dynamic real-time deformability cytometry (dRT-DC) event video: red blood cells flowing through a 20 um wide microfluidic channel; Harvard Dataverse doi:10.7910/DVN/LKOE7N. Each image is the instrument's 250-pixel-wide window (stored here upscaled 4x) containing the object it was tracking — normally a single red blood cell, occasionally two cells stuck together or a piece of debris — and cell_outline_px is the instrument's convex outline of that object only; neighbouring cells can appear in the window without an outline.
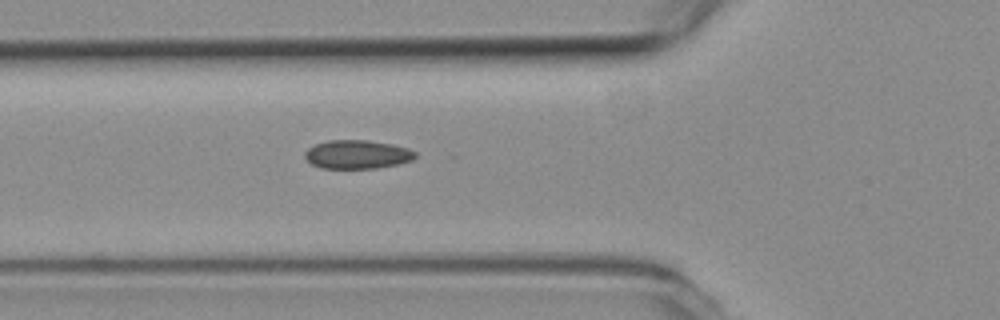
{"species": "common noctule bat (a hibernating species)", "species_latin": "Nyctalus noctula", "temperature_condition": "room temperature", "stored_images_in_passage": 7, "camera_frame_rate_fps": 3000, "um_per_image_px": 0.085, "animal": {"sex": "female", "body_mass_g": 19.3, "forearm_length_mm": 54.1}, "frame": {"image": 1, "passage_image": 7, "time_ms": 2.0, "image_size_px": [1000, 320], "cell_outline_px": [[416, 156], [412, 160], [400, 164], [376, 168], [320, 168], [312, 164], [304, 156], [304, 152], [308, 148], [316, 144], [328, 140], [368, 140], [392, 144], [408, 148], [416, 152]], "centroid_in_image_um": [30.38, 13.12], "position_along_channel_um": 95.4, "area_um2": 18.5}}